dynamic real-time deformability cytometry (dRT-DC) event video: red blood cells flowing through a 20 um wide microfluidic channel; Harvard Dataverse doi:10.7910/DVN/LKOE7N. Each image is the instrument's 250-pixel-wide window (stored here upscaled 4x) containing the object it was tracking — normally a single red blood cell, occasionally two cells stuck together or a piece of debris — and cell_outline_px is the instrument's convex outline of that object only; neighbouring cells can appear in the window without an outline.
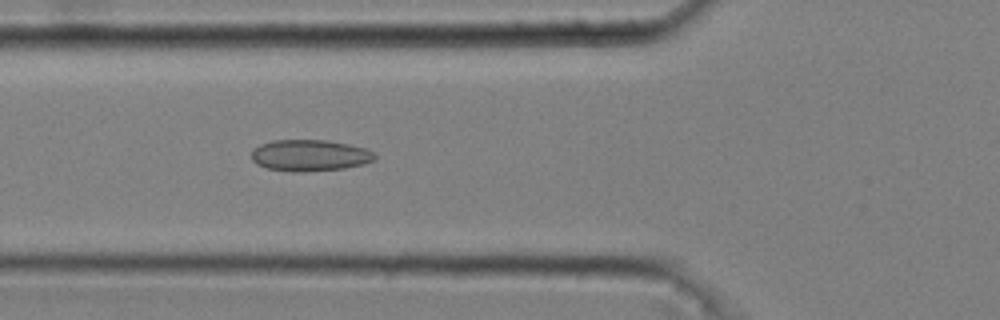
{"species": "common noctule bat (a hibernating species)", "species_latin": "Nyctalus noctula", "temperature_condition": "cold", "stored_images_in_passage": 50, "camera_frame_rate_fps": 3000, "um_per_image_px": 0.085, "animal": {"sex": "male", "body_mass_g": 20.4}, "frame": {"image": 1, "passage_image": 18, "time_ms": 5.667, "image_size_px": [1000, 320], "cell_outline_px": [[376, 156], [372, 160], [364, 164], [344, 168], [304, 172], [292, 172], [268, 168], [256, 164], [252, 160], [252, 148], [260, 144], [272, 140], [328, 140], [348, 144], [364, 148], [372, 152]], "centroid_in_image_um": [26.29, 13.21], "position_along_channel_um": 99.5, "area_um2": 22.6}}
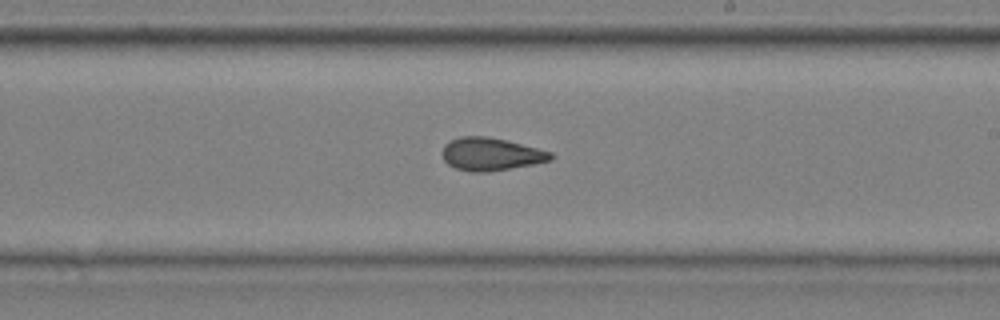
{"frame": {"image": 2, "passage_image": 30, "time_ms": 9.667, "image_size_px": [1000, 320], "cell_outline_px": [[552, 160], [532, 164], [488, 172], [472, 172], [456, 168], [448, 164], [444, 160], [440, 152], [444, 144], [460, 136], [488, 136], [508, 140], [552, 152]], "centroid_in_image_um": [41.69, 13.09], "position_along_channel_um": 247.3, "area_um2": 20.81}}
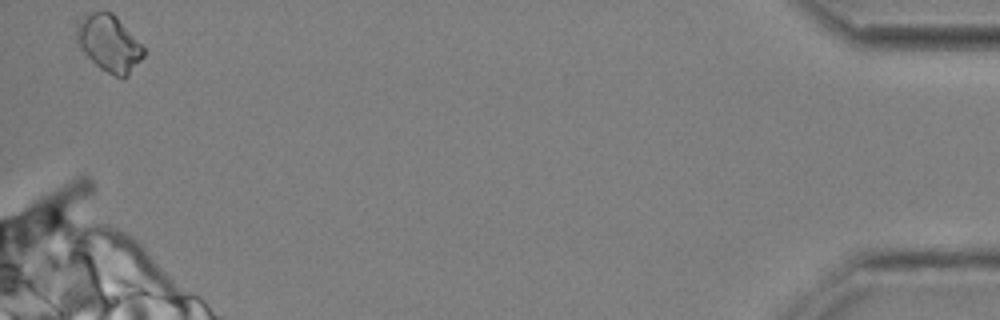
{"frame": {"image": 3, "passage_image": 50, "time_ms": 16.333, "image_size_px": [1000, 320], "cell_outline_px": [[144, 56], [128, 76], [124, 80], [100, 68], [88, 56], [76, 40], [76, 28], [92, 12], [112, 12], [116, 16], [144, 48]], "centroid_in_image_um": [9.32, 3.73], "position_along_channel_um": 425.9, "area_um2": 21.33}, "authors_computed_cell_mechanics": {"area_um2": 21.0103, "velocity_mm_per_s": 3.6894, "shape_relaxation_time_tau1_ms": null, "shape_relaxation_time_tau2_ms": 4.967, "deformation_change_tau1": null, "deformation_change_tau2": 0.1179}}